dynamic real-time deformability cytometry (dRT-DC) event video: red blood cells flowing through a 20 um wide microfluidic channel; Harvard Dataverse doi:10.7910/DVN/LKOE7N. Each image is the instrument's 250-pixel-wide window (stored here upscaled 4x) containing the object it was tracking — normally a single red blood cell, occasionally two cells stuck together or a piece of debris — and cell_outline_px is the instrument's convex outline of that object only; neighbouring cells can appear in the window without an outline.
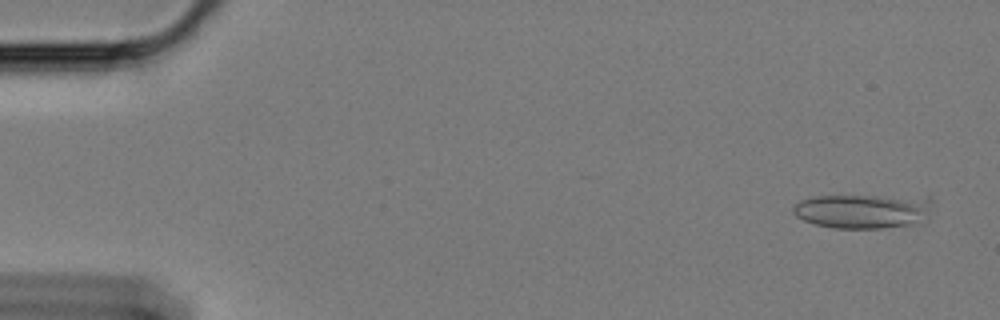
{"species": "Egyptian fruit bat (a non-hibernating species)", "species_latin": "Rousettus aegyptiacus", "temperature_condition": "cold", "stored_images_in_passage": 59, "camera_frame_rate_fps": 3000, "um_per_image_px": 0.085, "animal": {"sex": "female"}, "frame": {"image": 1, "passage_image": 3, "time_ms": 0.667, "image_size_px": [1000, 320], "cell_outline_px": [[932, 200], [928, 212], [912, 224], [880, 228], [832, 228], [816, 224], [804, 220], [796, 216], [792, 212], [792, 208], [800, 200], [816, 196], [928, 196]], "centroid_in_image_um": [73.3, 17.92], "position_along_channel_um": 11.7, "area_um2": 27.63}}
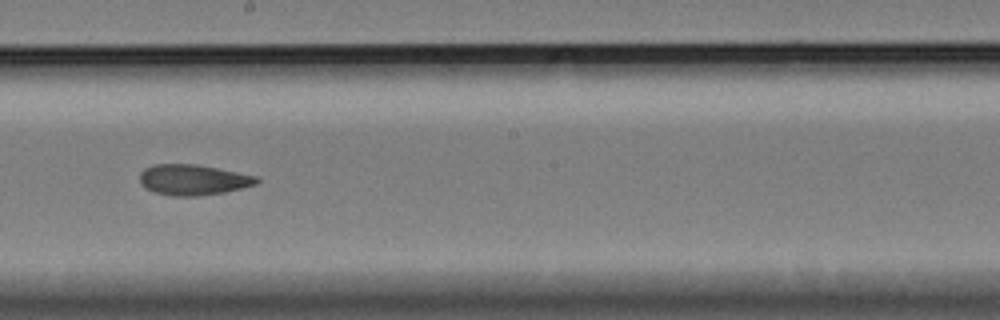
{"frame": {"image": 2, "passage_image": 33, "time_ms": 10.667, "image_size_px": [1000, 320], "cell_outline_px": [[260, 180], [256, 184], [224, 192], [196, 196], [172, 196], [152, 192], [144, 188], [140, 184], [140, 172], [144, 168], [156, 164], [196, 164], [256, 176]], "centroid_in_image_um": [16.35, 15.29], "position_along_channel_um": 231.9, "area_um2": 20.81}}
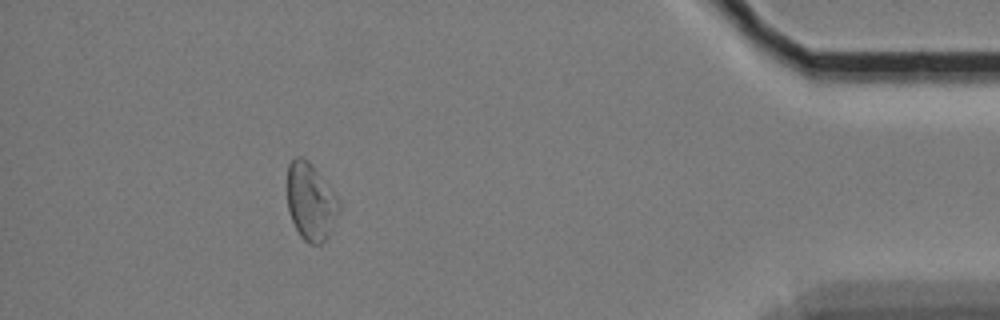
{"frame": {"image": 3, "passage_image": 53, "time_ms": 17.333, "image_size_px": [1000, 320], "cell_outline_px": [[340, 212], [328, 236], [320, 244], [308, 244], [300, 236], [292, 220], [288, 208], [288, 164], [296, 156], [300, 156], [308, 160], [312, 164], [340, 200]], "centroid_in_image_um": [26.43, 17.15], "position_along_channel_um": 408.8, "area_um2": 23.29}, "authors_computed_cell_mechanics": {"area_um2": 22.3108, "velocity_mm_per_s": 3.3903, "shape_relaxation_time_tau1_ms": null, "shape_relaxation_time_tau2_ms": 8.4543, "deformation_change_tau1": null, "deformation_change_tau2": 0.1279}}